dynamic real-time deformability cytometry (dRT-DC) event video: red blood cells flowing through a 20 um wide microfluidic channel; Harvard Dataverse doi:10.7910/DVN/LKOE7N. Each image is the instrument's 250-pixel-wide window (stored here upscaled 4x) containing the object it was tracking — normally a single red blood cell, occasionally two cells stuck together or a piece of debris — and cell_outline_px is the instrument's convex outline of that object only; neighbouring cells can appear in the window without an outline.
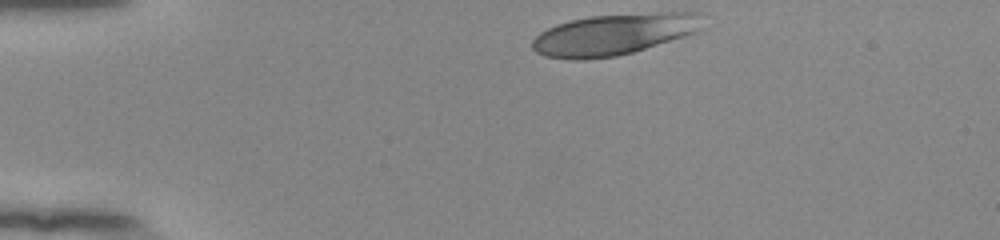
{"species": "human", "species_latin": "Homo sapiens", "temperature_condition": "room temperature", "stored_images_in_passage": 35, "camera_frame_rate_fps": 3000, "um_per_image_px": 0.085, "donor": {"sex": "female"}, "frame": {"image": 1, "passage_image": 1, "time_ms": 0.0, "image_size_px": [1000, 240], "cell_outline_px": [[704, 12], [700, 28], [696, 32], [684, 36], [632, 52], [616, 56], [576, 60], [544, 56], [536, 52], [532, 48], [532, 40], [540, 32], [556, 24], [572, 20], [592, 16], [656, 12]], "centroid_in_image_um": [52.18, 2.91], "position_along_channel_um": 32.8, "area_um2": 40.81}}
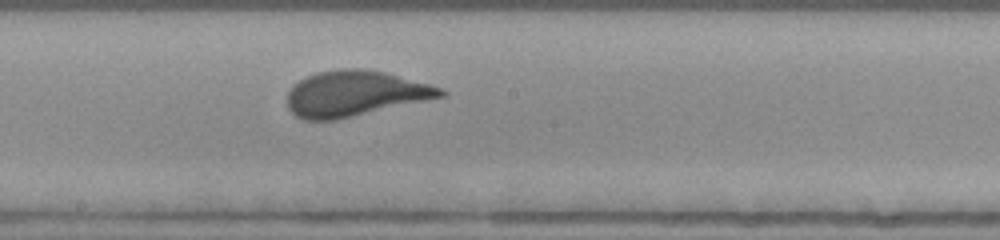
{"frame": {"image": 2, "passage_image": 20, "time_ms": 6.333, "image_size_px": [1000, 240], "cell_outline_px": [[448, 92], [444, 96], [336, 120], [304, 120], [296, 116], [288, 108], [288, 92], [300, 80], [316, 72], [340, 68], [364, 68], [384, 72], [428, 84], [440, 88]], "centroid_in_image_um": [30.14, 7.95], "position_along_channel_um": 218.1, "area_um2": 40.29}}
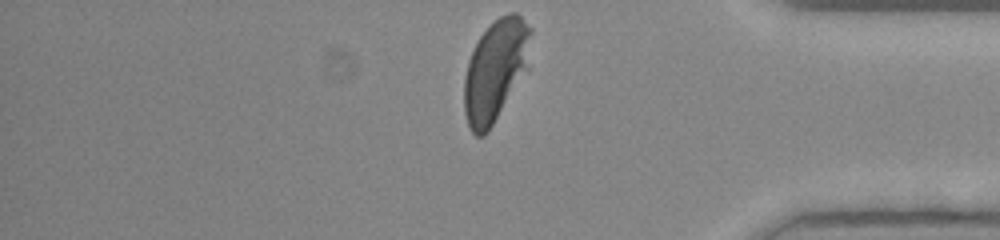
{"frame": {"image": 3, "passage_image": 35, "time_ms": 11.333, "image_size_px": [1000, 240], "cell_outline_px": [[532, 32], [520, 68], [488, 132], [484, 136], [476, 136], [472, 132], [468, 124], [464, 112], [464, 76], [468, 60], [480, 36], [500, 16], [508, 12], [516, 12], [532, 28]], "centroid_in_image_um": [41.97, 5.93], "position_along_channel_um": 393.2, "area_um2": 36.47}, "authors_computed_cell_mechanics": {"area_um2": 40.2288, "velocity_mm_per_s": 3.8705, "shape_relaxation_time_tau1_ms": 3.9683, "shape_relaxation_time_tau2_ms": null, "deformation_change_tau1": 0.1629, "deformation_change_tau2": null}}